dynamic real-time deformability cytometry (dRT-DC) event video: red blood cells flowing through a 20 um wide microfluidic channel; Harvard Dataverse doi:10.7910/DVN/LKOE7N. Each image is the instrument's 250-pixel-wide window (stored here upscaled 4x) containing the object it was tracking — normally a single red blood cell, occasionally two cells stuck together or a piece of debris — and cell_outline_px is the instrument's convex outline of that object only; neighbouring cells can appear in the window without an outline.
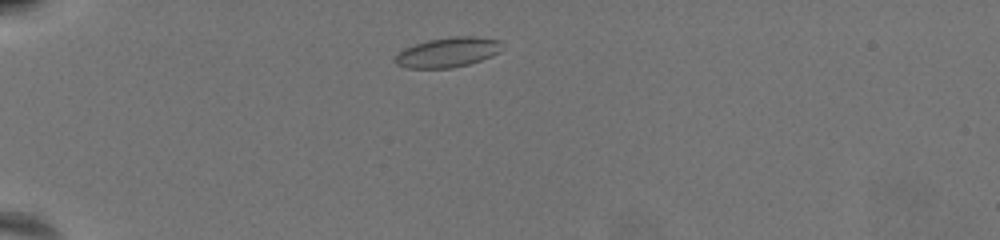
{"species": "common noctule bat (a hibernating species)", "species_latin": "Nyctalus noctula", "temperature_condition": "warm", "stored_images_in_passage": 46, "camera_frame_rate_fps": 3000, "um_per_image_px": 0.085, "animal": {"sex": "female", "body_mass_g": 19.5, "forearm_length_mm": 54.1}, "frame": {"image": 1, "passage_image": 5, "time_ms": 1.333, "image_size_px": [1000, 240], "cell_outline_px": [[504, 48], [500, 52], [492, 56], [468, 64], [452, 68], [408, 68], [396, 64], [392, 60], [404, 48], [428, 40], [452, 36], [476, 36], [500, 40]], "centroid_in_image_um": [38.09, 4.44], "position_along_channel_um": 46.9, "area_um2": 18.73}}
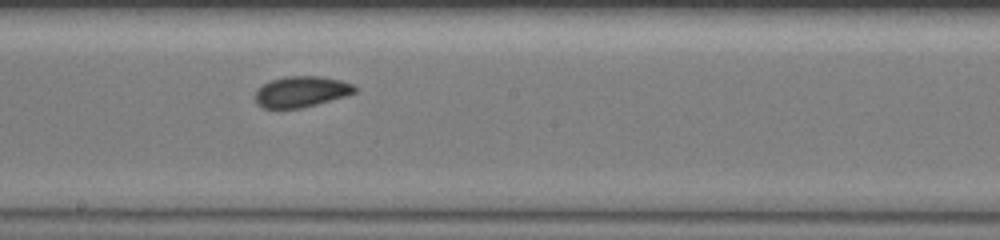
{"frame": {"image": 2, "passage_image": 23, "time_ms": 7.333, "image_size_px": [1000, 240], "cell_outline_px": [[360, 88], [356, 92], [348, 96], [300, 108], [264, 108], [256, 104], [256, 92], [264, 84], [272, 80], [284, 76], [320, 76], [340, 80], [352, 84]], "centroid_in_image_um": [25.67, 7.79], "position_along_channel_um": 222.5, "area_um2": 17.92}}
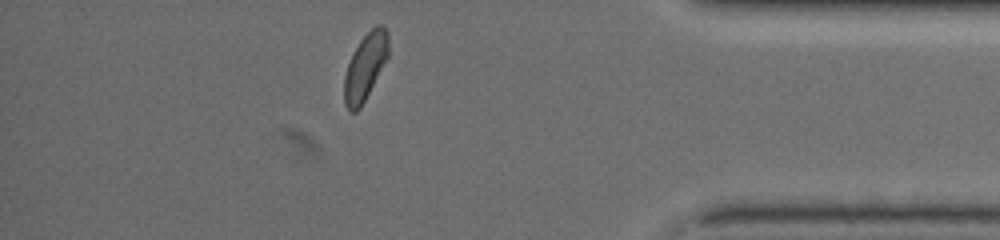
{"frame": {"image": 3, "passage_image": 40, "time_ms": 13.0, "image_size_px": [1000, 240], "cell_outline_px": [[388, 56], [360, 108], [356, 112], [348, 112], [344, 104], [344, 76], [348, 64], [360, 40], [376, 24], [380, 24], [388, 32]], "centroid_in_image_um": [31.03, 5.7], "position_along_channel_um": 404.2, "area_um2": 16.82}, "authors_computed_cell_mechanics": {"area_um2": 17.8602, "velocity_mm_per_s": 3.6592, "shape_relaxation_time_tau1_ms": 6.6034, "shape_relaxation_time_tau2_ms": 3.3392, "deformation_change_tau1": 0.1034, "deformation_change_tau2": 0.0785}}